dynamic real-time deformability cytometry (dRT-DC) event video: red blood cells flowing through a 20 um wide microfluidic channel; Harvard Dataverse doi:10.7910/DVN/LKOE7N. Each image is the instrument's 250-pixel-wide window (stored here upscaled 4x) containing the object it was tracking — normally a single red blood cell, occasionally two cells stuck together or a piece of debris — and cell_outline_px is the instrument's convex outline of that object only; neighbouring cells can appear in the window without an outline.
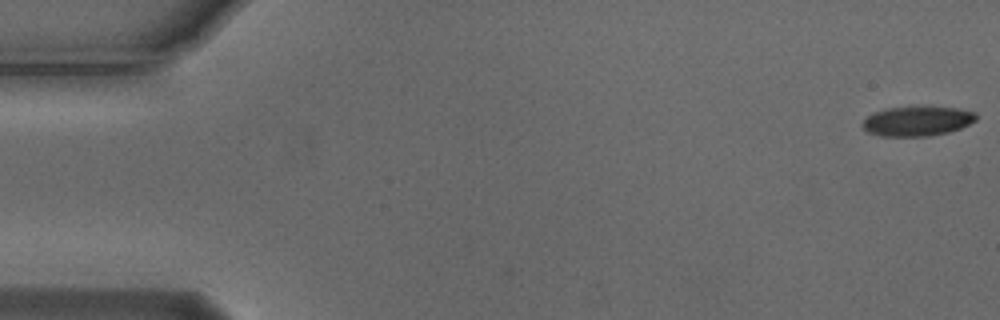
{"species": "Egyptian fruit bat (a non-hibernating species)", "species_latin": "Rousettus aegyptiacus", "temperature_condition": "cold", "stored_images_in_passage": 4, "camera_frame_rate_fps": 3000, "um_per_image_px": 0.085, "animal": {"sex": "male"}, "frame": {"image": 1, "passage_image": 1, "time_ms": 0.0, "image_size_px": [1000, 320], "cell_outline_px": [[976, 120], [960, 128], [948, 132], [928, 136], [880, 136], [868, 132], [860, 124], [868, 116], [876, 112], [888, 108], [956, 108], [976, 112]], "centroid_in_image_um": [77.95, 10.32], "position_along_channel_um": 7.0, "area_um2": 19.13}}